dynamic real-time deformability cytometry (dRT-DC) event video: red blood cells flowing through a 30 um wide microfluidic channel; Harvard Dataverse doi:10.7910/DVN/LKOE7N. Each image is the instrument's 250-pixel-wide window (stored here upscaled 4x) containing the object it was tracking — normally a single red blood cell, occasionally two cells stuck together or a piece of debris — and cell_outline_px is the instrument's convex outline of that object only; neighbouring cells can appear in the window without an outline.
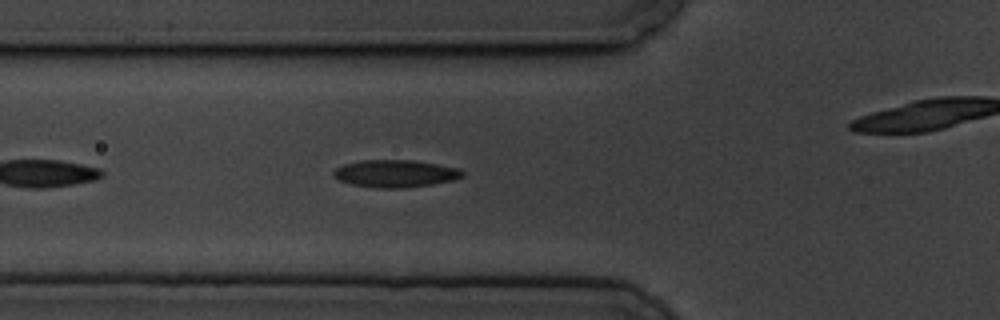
{"species": "common noctule bat (a hibernating species)", "species_latin": "Nyctalus noctula", "temperature_condition": "cold", "stored_images_in_passage": 42, "camera_frame_rate_fps": 3000, "um_per_image_px": 0.085, "animal": {"sex": "male", "body_mass_g": 19.5, "forearm_length_mm": 54.6}, "frame": {"image": 1, "passage_image": 6, "time_ms": 1.667, "image_size_px": [1000, 320], "cell_outline_px": [[464, 176], [452, 180], [432, 184], [404, 188], [376, 188], [352, 184], [340, 180], [332, 176], [332, 172], [336, 168], [344, 164], [360, 160], [412, 160], [460, 168], [464, 172]], "centroid_in_image_um": [33.59, 14.75], "position_along_channel_um": 92.2, "area_um2": 20.58}}
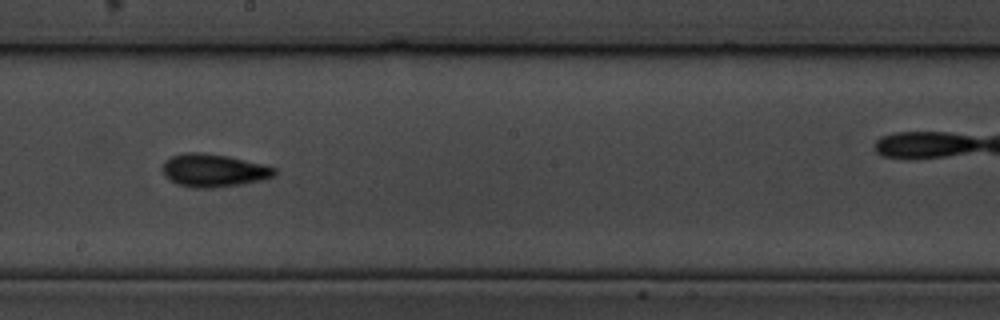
{"frame": {"image": 2, "passage_image": 18, "time_ms": 5.667, "image_size_px": [1000, 320], "cell_outline_px": [[276, 172], [272, 176], [260, 180], [240, 184], [212, 188], [192, 188], [176, 184], [164, 176], [160, 168], [164, 160], [172, 156], [184, 152], [200, 152], [228, 156], [264, 164], [276, 168]], "centroid_in_image_um": [18.08, 14.48], "position_along_channel_um": 230.1, "area_um2": 21.68}}
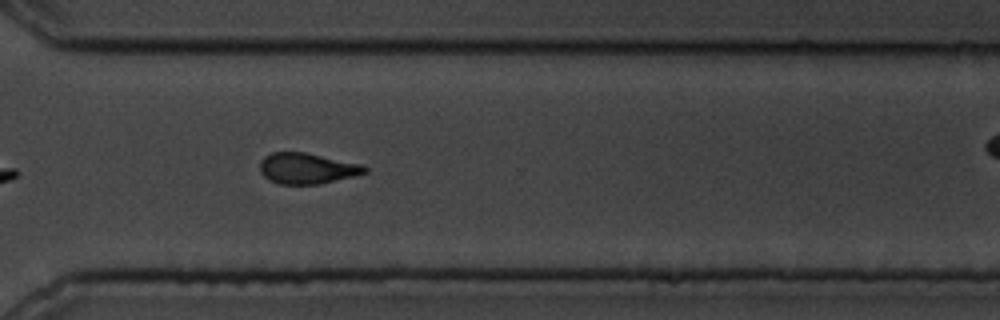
{"frame": {"image": 3, "passage_image": 28, "time_ms": 9.0, "image_size_px": [1000, 320], "cell_outline_px": [[368, 172], [320, 184], [280, 184], [268, 180], [260, 172], [260, 160], [264, 156], [272, 152], [304, 152], [364, 164], [368, 168]], "centroid_in_image_um": [26.09, 14.31], "position_along_channel_um": 344.5, "area_um2": 18.96}, "authors_computed_cell_mechanics": {"area_um2": 19.5653, "velocity_mm_per_s": 3.4462, "shape_relaxation_time_tau1_ms": 4.7445, "shape_relaxation_time_tau2_ms": 4.6525, "deformation_change_tau1": 0.1172, "deformation_change_tau2": 0.1166}}